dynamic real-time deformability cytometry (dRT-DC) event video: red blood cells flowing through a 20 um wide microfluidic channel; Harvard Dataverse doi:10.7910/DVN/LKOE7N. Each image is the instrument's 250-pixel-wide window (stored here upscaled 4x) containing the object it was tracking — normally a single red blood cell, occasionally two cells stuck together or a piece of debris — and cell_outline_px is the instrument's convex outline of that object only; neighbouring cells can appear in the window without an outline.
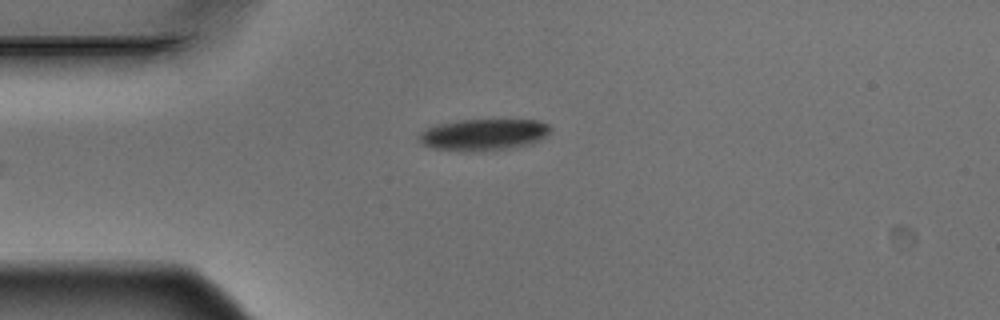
{"species": "Egyptian fruit bat (a non-hibernating species)", "species_latin": "Rousettus aegyptiacus", "temperature_condition": "warm", "stored_images_in_passage": 5, "camera_frame_rate_fps": 3000, "um_per_image_px": 0.085, "animal": {"sex": "male"}, "frame": {"image": 1, "passage_image": 5, "time_ms": 1.333, "image_size_px": [1000, 320], "cell_outline_px": [[552, 128], [544, 136], [532, 144], [476, 152], [464, 152], [432, 148], [424, 144], [416, 136], [420, 132], [428, 128], [440, 124], [460, 120], [536, 120], [548, 124]], "centroid_in_image_um": [41.07, 11.45], "position_along_channel_um": 43.9, "area_um2": 23.99}}